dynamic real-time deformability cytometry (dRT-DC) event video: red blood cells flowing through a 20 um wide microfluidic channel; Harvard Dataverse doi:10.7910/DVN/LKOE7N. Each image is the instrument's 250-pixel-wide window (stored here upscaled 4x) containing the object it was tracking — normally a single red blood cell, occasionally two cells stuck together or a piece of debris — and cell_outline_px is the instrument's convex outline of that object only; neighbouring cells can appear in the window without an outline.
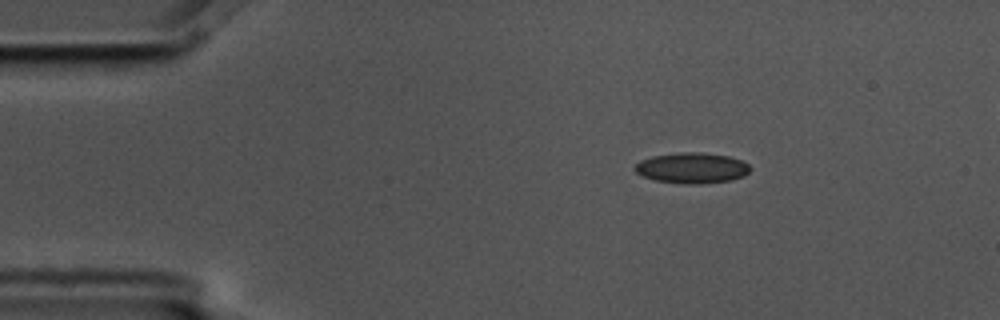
{"species": "common noctule bat (a hibernating species)", "species_latin": "Nyctalus noctula", "temperature_condition": "cold", "stored_images_in_passage": 5, "segment_of_instrument_passage": [1, 2], "camera_frame_rate_fps": 3000, "um_per_image_px": 0.085, "animal": {"sex": "male", "body_mass_g": 17.5, "forearm_length_mm": 52.3}, "frame": {"image": 1, "passage_image": 2, "time_ms": 0.333, "image_size_px": [1000, 320], "cell_outline_px": [[752, 168], [744, 176], [732, 180], [696, 184], [684, 184], [656, 180], [644, 176], [636, 172], [632, 168], [640, 160], [652, 156], [680, 152], [700, 152], [728, 156], [740, 160], [748, 164]], "centroid_in_image_um": [58.81, 14.27], "position_along_channel_um": 26.2, "area_um2": 20.58}}